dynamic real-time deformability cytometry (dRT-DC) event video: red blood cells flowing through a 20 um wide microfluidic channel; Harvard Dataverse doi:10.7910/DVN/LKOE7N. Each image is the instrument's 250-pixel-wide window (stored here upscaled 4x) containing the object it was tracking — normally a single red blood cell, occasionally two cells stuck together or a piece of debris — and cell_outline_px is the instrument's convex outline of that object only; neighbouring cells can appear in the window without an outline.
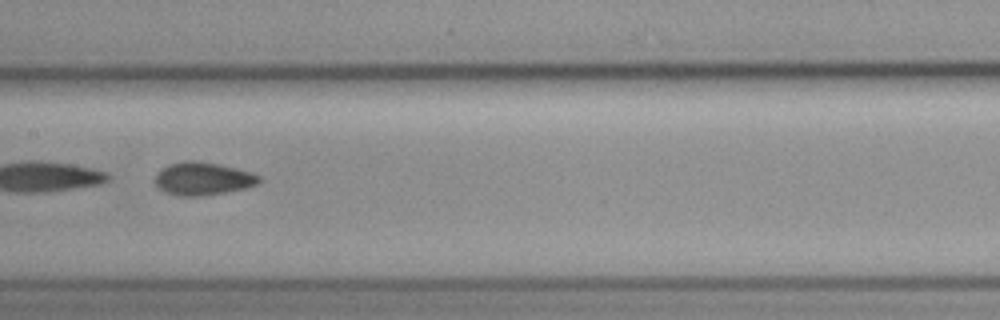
{"species": "common noctule bat (a hibernating species)", "species_latin": "Nyctalus noctula", "temperature_condition": "cold", "stored_images_in_passage": 18, "camera_frame_rate_fps": 3000, "um_per_image_px": 0.085, "animal": {"sex": "female", "body_mass_g": 19.3, "forearm_length_mm": 54.1}, "frame": {"image": 1, "passage_image": 13, "time_ms": 4.0, "image_size_px": [1000, 320], "cell_outline_px": [[260, 180], [256, 184], [244, 188], [224, 192], [200, 196], [176, 196], [164, 192], [156, 188], [156, 172], [160, 168], [168, 164], [184, 160], [196, 160], [220, 164], [252, 172], [260, 176]], "centroid_in_image_um": [17.18, 15.17], "position_along_channel_um": 190.2, "area_um2": 20.17}}